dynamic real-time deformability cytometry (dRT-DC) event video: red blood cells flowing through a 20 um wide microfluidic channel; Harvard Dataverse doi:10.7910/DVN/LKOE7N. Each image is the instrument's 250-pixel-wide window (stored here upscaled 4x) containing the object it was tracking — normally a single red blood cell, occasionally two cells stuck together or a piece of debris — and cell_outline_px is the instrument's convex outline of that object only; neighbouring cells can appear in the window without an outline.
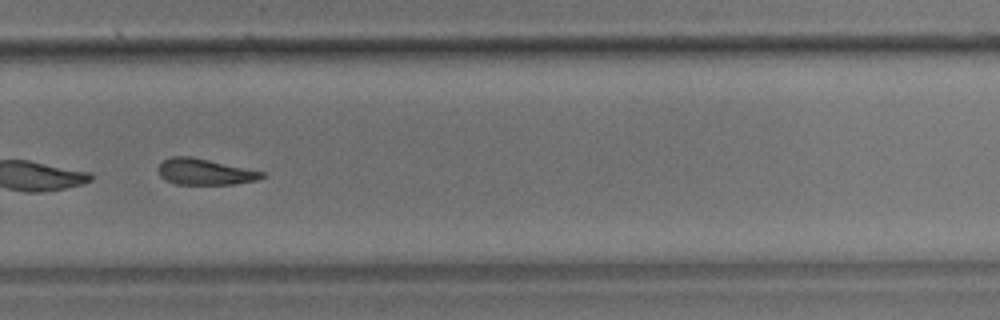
{"species": "common noctule bat (a hibernating species)", "species_latin": "Nyctalus noctula", "temperature_condition": "room temperature", "stored_images_in_passage": 27, "camera_frame_rate_fps": 3000, "um_per_image_px": 0.085, "animal": {"sex": "male", "body_mass_g": 17.9}, "frame": {"image": 1, "passage_image": 16, "time_ms": 5.0, "image_size_px": [1000, 320], "cell_outline_px": [[264, 176], [256, 180], [232, 184], [176, 184], [164, 180], [160, 176], [156, 168], [164, 160], [172, 156], [192, 156], [264, 172]], "centroid_in_image_um": [17.35, 14.6], "position_along_channel_um": 312.5, "area_um2": 15.72}}